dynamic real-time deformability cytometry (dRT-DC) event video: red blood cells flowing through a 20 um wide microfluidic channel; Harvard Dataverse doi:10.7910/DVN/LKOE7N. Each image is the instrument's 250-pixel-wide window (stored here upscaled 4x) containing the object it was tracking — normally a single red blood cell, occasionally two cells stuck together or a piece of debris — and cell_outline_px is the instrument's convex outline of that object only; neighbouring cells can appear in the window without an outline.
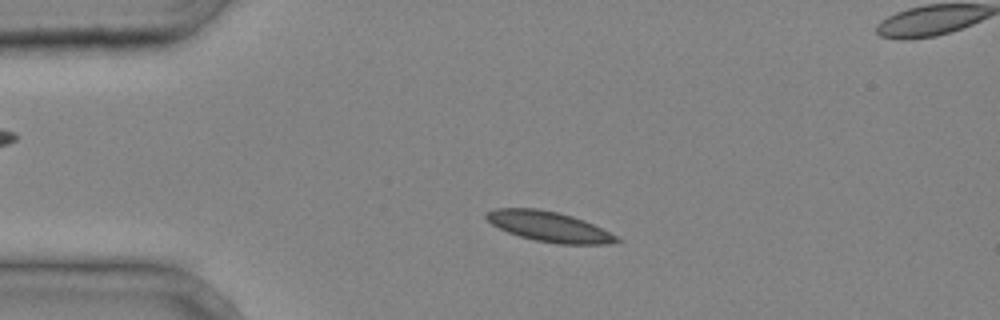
{"species": "common noctule bat (a hibernating species)", "species_latin": "Nyctalus noctula", "temperature_condition": "cold", "stored_images_in_passage": 2, "segment_of_instrument_passage": [1, 2], "camera_frame_rate_fps": 3000, "um_per_image_px": 0.085, "animal": {"sex": "male", "body_mass_g": 20.4}, "frame": {"image": 1, "passage_image": 1, "time_ms": 0.0, "image_size_px": [1000, 320], "cell_outline_px": [[624, 240], [608, 244], [556, 244], [536, 240], [520, 236], [508, 232], [492, 224], [484, 216], [484, 212], [496, 208], [536, 208], [556, 212], [572, 216], [584, 220]], "centroid_in_image_um": [46.65, 19.26], "position_along_channel_um": 38.4, "area_um2": 22.72}}